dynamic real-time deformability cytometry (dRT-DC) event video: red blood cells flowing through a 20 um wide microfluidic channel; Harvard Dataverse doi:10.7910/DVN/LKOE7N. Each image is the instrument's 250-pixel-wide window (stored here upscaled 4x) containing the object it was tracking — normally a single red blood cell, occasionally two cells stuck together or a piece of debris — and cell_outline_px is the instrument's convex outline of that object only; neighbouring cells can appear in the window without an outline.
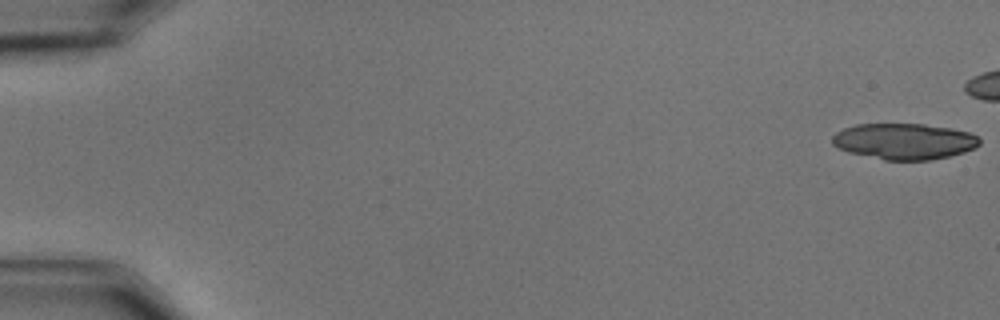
{"species": "common noctule bat (a hibernating species)", "species_latin": "Nyctalus noctula", "temperature_condition": "cold", "stored_images_in_passage": 16, "camera_frame_rate_fps": 3000, "um_per_image_px": 0.085, "animal": {"sex": "male", "body_mass_g": 15.6}, "frame": {"image": 1, "passage_image": 1, "time_ms": 0.0, "image_size_px": [1000, 320], "cell_outline_px": [[980, 144], [976, 148], [964, 152], [948, 156], [928, 160], [884, 160], [848, 152], [836, 148], [832, 144], [832, 136], [836, 132], [844, 128], [856, 124], [924, 124], [952, 128], [968, 132], [976, 136], [980, 140]], "centroid_in_image_um": [76.83, 12.01], "position_along_channel_um": 8.2, "area_um2": 31.04}}